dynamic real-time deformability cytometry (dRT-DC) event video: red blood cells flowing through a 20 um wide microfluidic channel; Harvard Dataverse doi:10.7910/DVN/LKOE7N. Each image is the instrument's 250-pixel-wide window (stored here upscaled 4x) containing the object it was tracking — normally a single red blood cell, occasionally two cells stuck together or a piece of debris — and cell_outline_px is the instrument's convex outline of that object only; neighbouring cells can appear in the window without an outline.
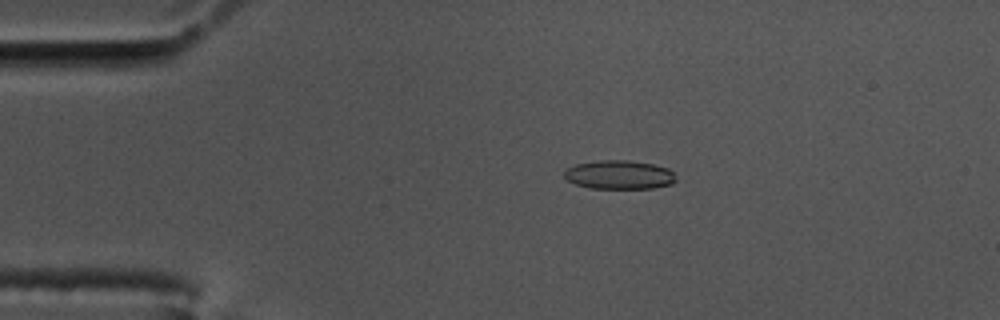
{"species": "common noctule bat (a hibernating species)", "species_latin": "Nyctalus noctula", "temperature_condition": "cold", "stored_images_in_passage": 59, "camera_frame_rate_fps": 3000, "um_per_image_px": 0.085, "animal": {"sex": "male", "body_mass_g": 17.5, "forearm_length_mm": 52.3}, "frame": {"image": 1, "passage_image": 12, "time_ms": 3.667, "image_size_px": [1000, 320], "cell_outline_px": [[676, 180], [672, 184], [652, 188], [588, 188], [576, 184], [568, 180], [564, 176], [564, 172], [568, 168], [576, 164], [600, 160], [628, 160], [652, 164], [668, 168], [672, 172]], "centroid_in_image_um": [52.63, 14.85], "position_along_channel_um": 32.4, "area_um2": 18.61}}
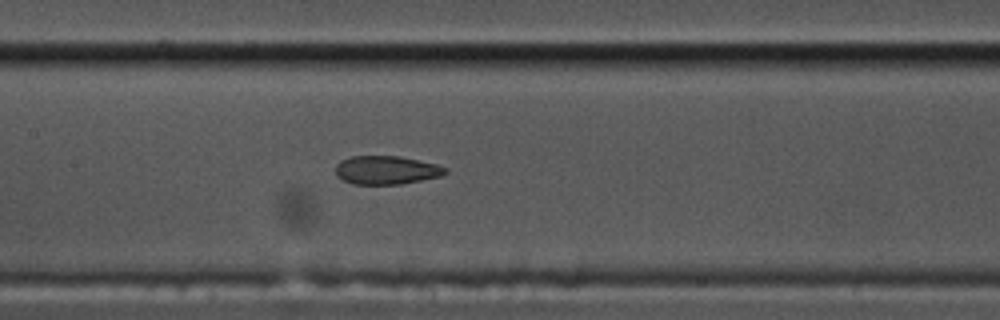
{"frame": {"image": 2, "passage_image": 28, "time_ms": 9.0, "image_size_px": [1000, 320], "cell_outline_px": [[448, 172], [440, 176], [400, 184], [352, 184], [336, 176], [336, 164], [340, 160], [352, 156], [400, 156], [436, 164], [448, 168]], "centroid_in_image_um": [32.82, 14.45], "position_along_channel_um": 174.6, "area_um2": 18.21}}
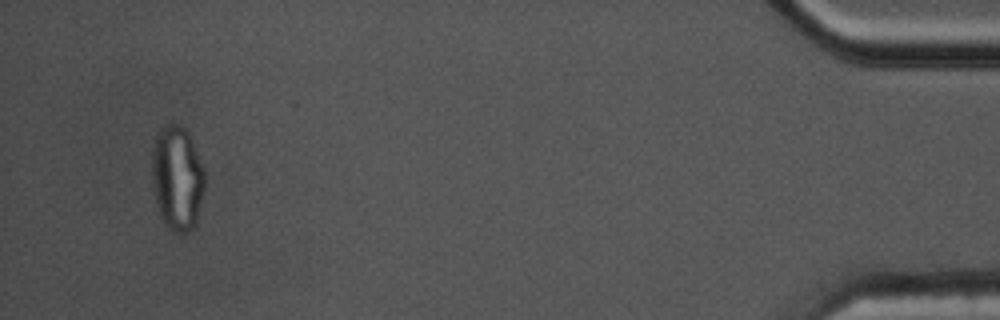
{"frame": {"image": 3, "passage_image": 56, "time_ms": 18.333, "image_size_px": [1000, 320], "cell_outline_px": [[204, 188], [196, 224], [188, 232], [180, 236], [172, 232], [164, 224], [160, 216], [156, 204], [152, 184], [152, 152], [156, 136], [160, 128], [164, 124], [180, 124], [188, 128], [204, 168]], "centroid_in_image_um": [15.06, 15.14], "position_along_channel_um": 420.1, "area_um2": 33.0}, "authors_computed_cell_mechanics": {"area_um2": 19.363, "velocity_mm_per_s": 3.4635, "shape_relaxation_time_tau1_ms": null, "shape_relaxation_time_tau2_ms": 1.9094, "deformation_change_tau1": null, "deformation_change_tau2": 0.063}}